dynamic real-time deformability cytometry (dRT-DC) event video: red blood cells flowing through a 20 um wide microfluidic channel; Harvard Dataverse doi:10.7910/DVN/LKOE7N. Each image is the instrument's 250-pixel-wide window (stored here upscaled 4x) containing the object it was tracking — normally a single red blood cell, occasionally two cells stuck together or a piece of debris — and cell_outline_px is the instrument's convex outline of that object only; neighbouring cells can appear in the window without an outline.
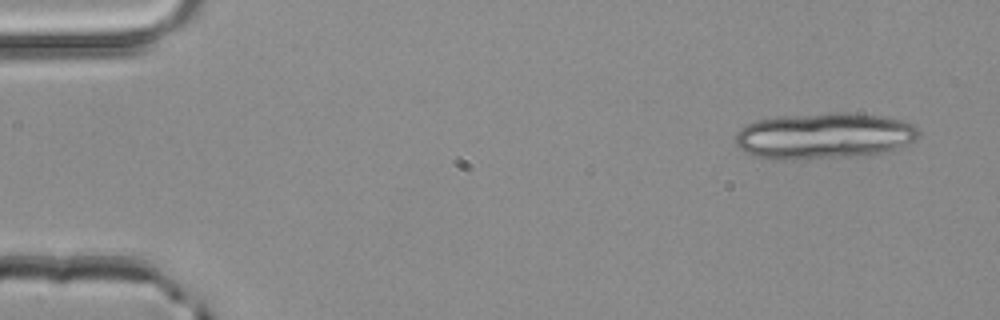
{"species": "common noctule bat (a hibernating species)", "species_latin": "Nyctalus noctula", "temperature_condition": "room temperature", "stored_images_in_passage": 4, "segment_of_instrument_passage": [1, 2], "camera_frame_rate_fps": 3000, "um_per_image_px": 0.085, "animal": {"sex": "male", "body_mass_g": 20.4}, "frame": {"image": 1, "passage_image": 1, "time_ms": 0.0, "image_size_px": [1000, 320], "cell_outline_px": [[920, 136], [916, 140], [908, 144], [896, 148], [880, 152], [852, 156], [756, 156], [744, 152], [736, 144], [736, 132], [740, 128], [756, 120], [776, 116], [832, 112], [840, 112], [880, 116], [900, 120], [912, 124], [920, 132]], "centroid_in_image_um": [70.08, 11.48], "position_along_channel_um": 14.9, "area_um2": 47.74}}